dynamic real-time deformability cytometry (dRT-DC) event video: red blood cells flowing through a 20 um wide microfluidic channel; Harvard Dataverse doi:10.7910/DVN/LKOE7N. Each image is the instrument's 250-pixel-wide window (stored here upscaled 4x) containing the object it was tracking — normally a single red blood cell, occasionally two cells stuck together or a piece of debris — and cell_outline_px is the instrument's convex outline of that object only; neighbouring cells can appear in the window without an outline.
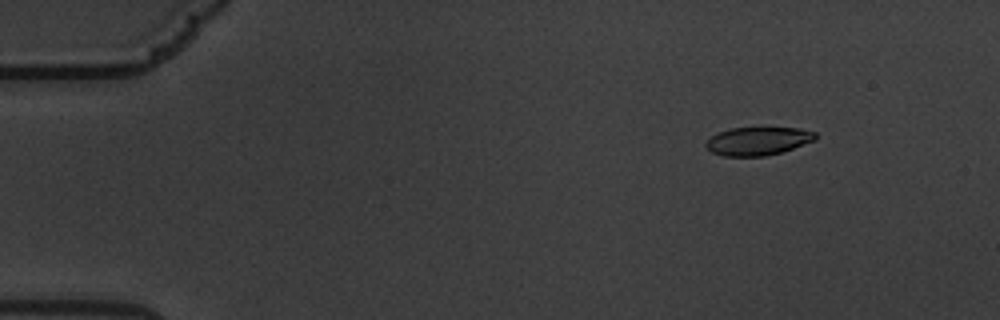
{"species": "common noctule bat (a hibernating species)", "species_latin": "Nyctalus noctula", "temperature_condition": "warm", "stored_images_in_passage": 59, "camera_frame_rate_fps": 3000, "um_per_image_px": 0.085, "animal": {"sex": "male", "body_mass_g": 19.5, "forearm_length_mm": 54.6}, "frame": {"image": 1, "passage_image": 6, "time_ms": 1.667, "image_size_px": [1000, 320], "cell_outline_px": [[816, 140], [780, 152], [764, 156], [724, 156], [712, 152], [704, 144], [712, 136], [720, 132], [732, 128], [800, 128], [816, 132]], "centroid_in_image_um": [64.44, 11.99], "position_along_channel_um": 20.6, "area_um2": 17.74}}
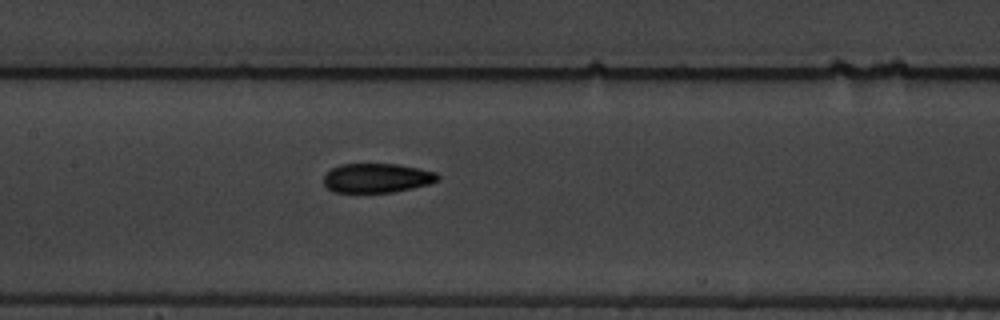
{"frame": {"image": 2, "passage_image": 28, "time_ms": 9.0, "image_size_px": [1000, 320], "cell_outline_px": [[440, 180], [428, 184], [412, 188], [392, 192], [332, 192], [324, 184], [324, 176], [332, 168], [340, 164], [400, 164], [420, 168], [436, 172], [440, 176]], "centroid_in_image_um": [32.06, 15.12], "position_along_channel_um": 175.3, "area_um2": 19.54}}
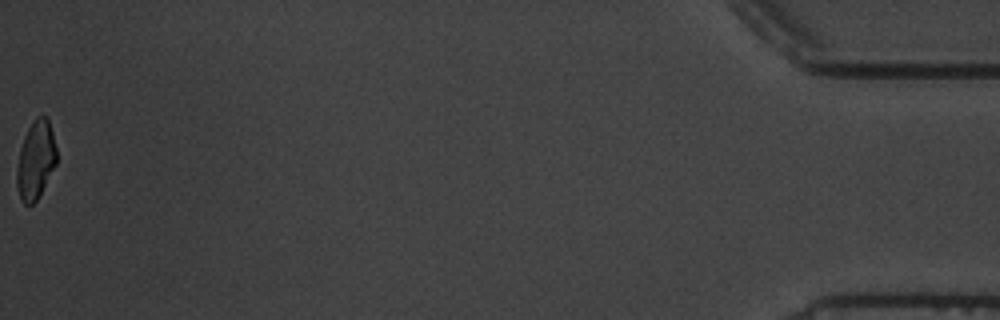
{"frame": {"image": 3, "passage_image": 59, "time_ms": 19.333, "image_size_px": [1000, 320], "cell_outline_px": [[56, 164], [36, 200], [32, 204], [24, 204], [20, 200], [16, 184], [16, 168], [20, 148], [24, 136], [28, 128], [36, 116], [48, 116], [56, 148]], "centroid_in_image_um": [3.01, 13.59], "position_along_channel_um": 432.2, "area_um2": 18.09}, "authors_computed_cell_mechanics": {"area_um2": 19.5364, "velocity_mm_per_s": 3.4016, "shape_relaxation_time_tau1_ms": 3.4593, "shape_relaxation_time_tau2_ms": 1.818, "deformation_change_tau1": 0.1628, "deformation_change_tau2": 0.0774}}